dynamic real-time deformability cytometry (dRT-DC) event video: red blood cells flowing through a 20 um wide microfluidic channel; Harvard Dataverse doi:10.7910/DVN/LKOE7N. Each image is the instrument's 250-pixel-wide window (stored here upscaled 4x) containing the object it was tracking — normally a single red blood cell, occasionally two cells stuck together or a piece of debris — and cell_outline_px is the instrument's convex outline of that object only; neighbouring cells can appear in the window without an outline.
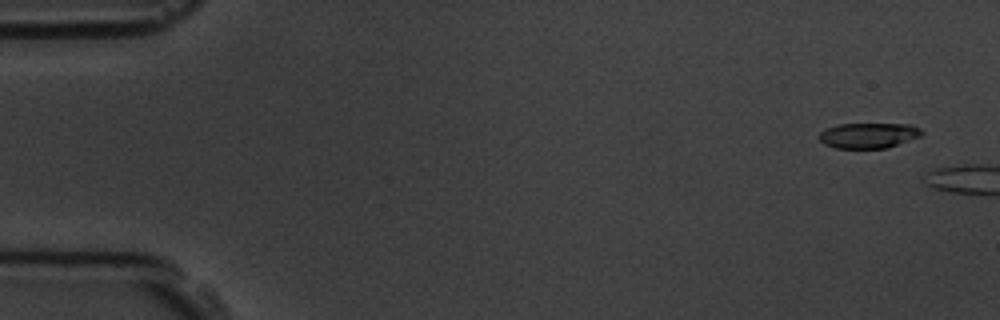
{"species": "common noctule bat (a hibernating species)", "species_latin": "Nyctalus noctula", "temperature_condition": "room temperature", "stored_images_in_passage": 2, "camera_frame_rate_fps": 3000, "um_per_image_px": 0.085, "animal": {"sex": "male", "body_mass_g": 19.5, "forearm_length_mm": 54.6}, "frame": {"image": 1, "passage_image": 1, "time_ms": 0.0, "image_size_px": [1000, 320], "cell_outline_px": [[924, 132], [920, 136], [888, 148], [836, 148], [824, 144], [816, 136], [824, 128], [836, 124], [912, 124], [920, 128]], "centroid_in_image_um": [73.79, 11.5], "position_along_channel_um": 11.2, "area_um2": 15.37}}